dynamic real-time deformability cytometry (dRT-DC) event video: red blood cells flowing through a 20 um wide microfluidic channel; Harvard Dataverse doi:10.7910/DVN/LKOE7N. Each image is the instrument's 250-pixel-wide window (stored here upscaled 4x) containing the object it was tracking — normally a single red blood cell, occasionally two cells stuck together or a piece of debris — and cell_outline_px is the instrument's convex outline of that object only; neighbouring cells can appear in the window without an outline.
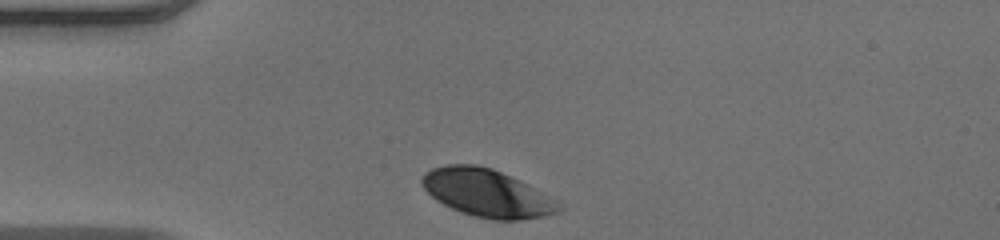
{"species": "human", "species_latin": "Homo sapiens", "temperature_condition": "warm", "stored_images_in_passage": 30, "camera_frame_rate_fps": 3000, "um_per_image_px": 0.085, "donor": {"sex": "male"}, "frame": {"image": 1, "passage_image": 1, "time_ms": 0.0, "image_size_px": [1000, 240], "cell_outline_px": [[564, 208], [560, 212], [544, 216], [520, 220], [492, 220], [460, 212], [436, 200], [420, 184], [420, 180], [424, 172], [432, 168], [448, 164], [476, 164], [492, 168], [520, 180], [560, 200]], "centroid_in_image_um": [41.44, 16.41], "position_along_channel_um": 43.6, "area_um2": 38.49}}
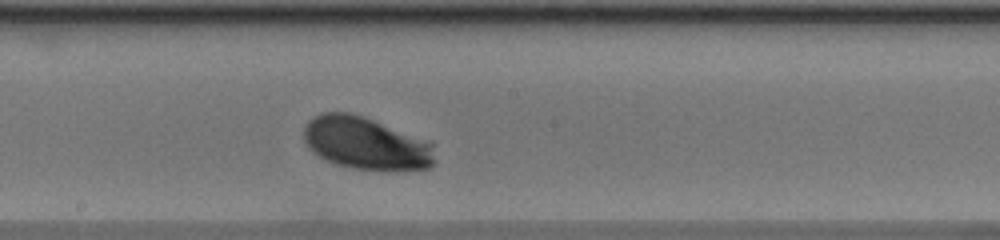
{"frame": {"image": 2, "passage_image": 16, "time_ms": 5.0, "image_size_px": [1000, 240], "cell_outline_px": [[432, 164], [428, 168], [352, 168], [336, 164], [324, 160], [312, 152], [308, 148], [304, 140], [304, 128], [308, 120], [312, 116], [320, 112], [348, 112], [364, 116], [432, 140]], "centroid_in_image_um": [31.04, 12.12], "position_along_channel_um": 217.2, "area_um2": 40.0}}
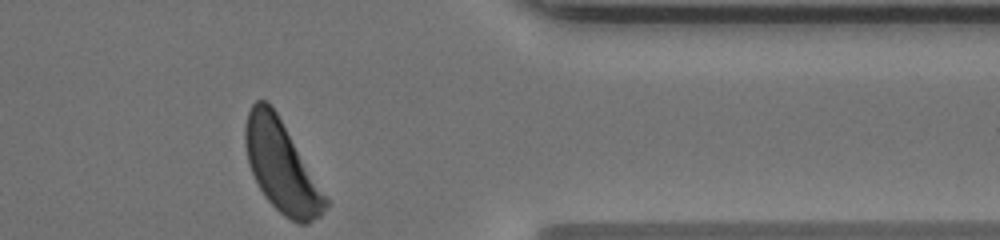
{"frame": {"image": 3, "passage_image": 30, "time_ms": 9.667, "image_size_px": [1000, 240], "cell_outline_px": [[328, 204], [320, 216], [308, 224], [300, 224], [284, 216], [264, 196], [248, 164], [244, 144], [244, 128], [248, 112], [252, 104], [256, 100], [268, 100], [276, 112], [328, 200]], "centroid_in_image_um": [23.88, 14.14], "position_along_channel_um": 387.5, "area_um2": 41.67}, "authors_computed_cell_mechanics": {"area_um2": 39.6797, "velocity_mm_per_s": 3.986, "shape_relaxation_time_tau1_ms": 1.3098, "shape_relaxation_time_tau2_ms": 8.3637, "deformation_change_tau1": 0.0945, "deformation_change_tau2": 0.2406}}